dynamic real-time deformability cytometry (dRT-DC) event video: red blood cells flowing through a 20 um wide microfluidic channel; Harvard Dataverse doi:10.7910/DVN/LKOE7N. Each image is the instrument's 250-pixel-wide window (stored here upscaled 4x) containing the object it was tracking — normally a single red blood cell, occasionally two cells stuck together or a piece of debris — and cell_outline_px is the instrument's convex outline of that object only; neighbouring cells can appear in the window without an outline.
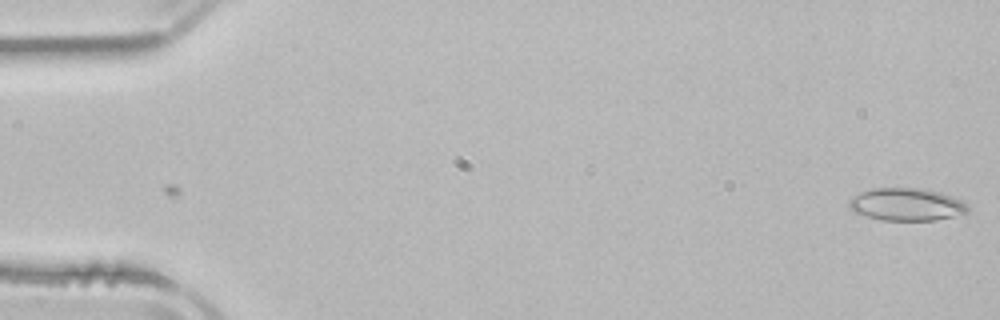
{"species": "common noctule bat (a hibernating species)", "species_latin": "Nyctalus noctula", "temperature_condition": "room temperature", "stored_images_in_passage": 2, "camera_frame_rate_fps": 3000, "um_per_image_px": 0.085, "animal": {"sex": "male", "body_mass_g": 21.5, "forearm_length_mm": 52.0}, "frame": {"image": 1, "passage_image": 2, "time_ms": 1.333, "image_size_px": [1000, 320], "cell_outline_px": [[968, 212], [936, 220], [880, 220], [864, 216], [852, 212], [848, 208], [848, 200], [852, 196], [860, 192], [872, 188], [916, 188], [940, 192], [952, 196], [968, 204]], "centroid_in_image_um": [76.98, 17.38], "position_along_channel_um": 8.0, "area_um2": 22.72}}